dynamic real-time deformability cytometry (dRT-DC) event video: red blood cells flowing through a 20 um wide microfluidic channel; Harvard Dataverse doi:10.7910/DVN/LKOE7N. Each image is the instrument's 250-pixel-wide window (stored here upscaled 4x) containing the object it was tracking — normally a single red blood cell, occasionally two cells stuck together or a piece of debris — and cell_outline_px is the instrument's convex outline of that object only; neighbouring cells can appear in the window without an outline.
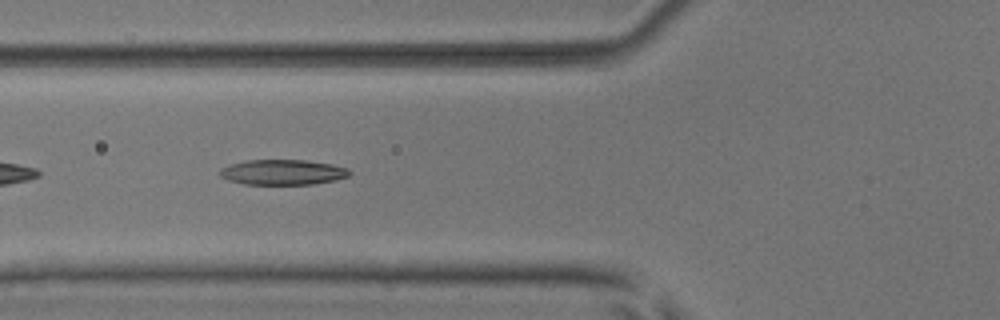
{"species": "common noctule bat (a hibernating species)", "species_latin": "Nyctalus noctula", "temperature_condition": "room temperature", "stored_images_in_passage": 7, "camera_frame_rate_fps": 3000, "um_per_image_px": 0.085, "animal": {"sex": "male", "body_mass_g": 17.9, "forearm_length_mm": 54.2}, "frame": {"image": 1, "passage_image": 5, "time_ms": 5.333, "image_size_px": [1000, 320], "cell_outline_px": [[352, 172], [348, 176], [336, 180], [312, 184], [244, 184], [228, 180], [220, 176], [220, 168], [228, 164], [248, 160], [304, 160], [332, 164], [348, 168]], "centroid_in_image_um": [24.03, 14.63], "position_along_channel_um": 101.8, "area_um2": 19.13}}
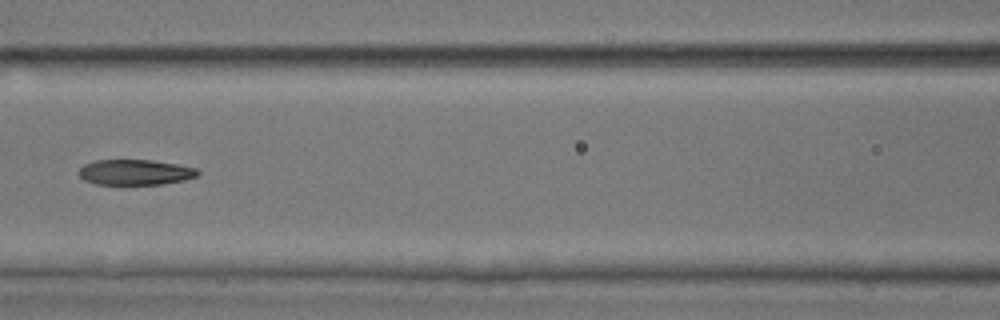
{"frame": {"image": 2, "passage_image": 6, "time_ms": 6.667, "image_size_px": [1000, 320], "cell_outline_px": [[200, 172], [196, 176], [184, 180], [160, 184], [96, 184], [84, 180], [80, 176], [80, 168], [84, 164], [96, 160], [152, 160], [176, 164], [196, 168]], "centroid_in_image_um": [11.49, 14.64], "position_along_channel_um": 155.1, "area_um2": 17.46}}